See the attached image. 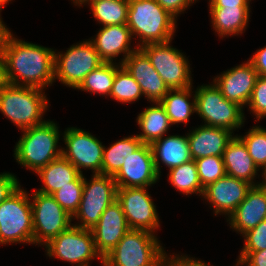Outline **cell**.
<instances>
[{
	"label": "cell",
	"mask_w": 266,
	"mask_h": 266,
	"mask_svg": "<svg viewBox=\"0 0 266 266\" xmlns=\"http://www.w3.org/2000/svg\"><path fill=\"white\" fill-rule=\"evenodd\" d=\"M14 36V37H13ZM55 50L11 35L3 50L6 83L47 89L54 81Z\"/></svg>",
	"instance_id": "obj_1"
},
{
	"label": "cell",
	"mask_w": 266,
	"mask_h": 266,
	"mask_svg": "<svg viewBox=\"0 0 266 266\" xmlns=\"http://www.w3.org/2000/svg\"><path fill=\"white\" fill-rule=\"evenodd\" d=\"M176 22L155 0H129L126 25L132 36L138 37V48L148 43L173 40Z\"/></svg>",
	"instance_id": "obj_2"
},
{
	"label": "cell",
	"mask_w": 266,
	"mask_h": 266,
	"mask_svg": "<svg viewBox=\"0 0 266 266\" xmlns=\"http://www.w3.org/2000/svg\"><path fill=\"white\" fill-rule=\"evenodd\" d=\"M21 132L23 134L16 143L13 154L21 166L36 173L61 157L62 147L59 148L58 145L61 135L55 121L47 120Z\"/></svg>",
	"instance_id": "obj_3"
},
{
	"label": "cell",
	"mask_w": 266,
	"mask_h": 266,
	"mask_svg": "<svg viewBox=\"0 0 266 266\" xmlns=\"http://www.w3.org/2000/svg\"><path fill=\"white\" fill-rule=\"evenodd\" d=\"M45 91L36 87L6 83L0 88V111L20 130L40 125L48 109Z\"/></svg>",
	"instance_id": "obj_4"
},
{
	"label": "cell",
	"mask_w": 266,
	"mask_h": 266,
	"mask_svg": "<svg viewBox=\"0 0 266 266\" xmlns=\"http://www.w3.org/2000/svg\"><path fill=\"white\" fill-rule=\"evenodd\" d=\"M157 235L130 229L103 258L102 266H160L165 250Z\"/></svg>",
	"instance_id": "obj_5"
},
{
	"label": "cell",
	"mask_w": 266,
	"mask_h": 266,
	"mask_svg": "<svg viewBox=\"0 0 266 266\" xmlns=\"http://www.w3.org/2000/svg\"><path fill=\"white\" fill-rule=\"evenodd\" d=\"M33 244L31 197L20 186L0 204V245Z\"/></svg>",
	"instance_id": "obj_6"
},
{
	"label": "cell",
	"mask_w": 266,
	"mask_h": 266,
	"mask_svg": "<svg viewBox=\"0 0 266 266\" xmlns=\"http://www.w3.org/2000/svg\"><path fill=\"white\" fill-rule=\"evenodd\" d=\"M194 94L196 114L204 120L203 125L222 127L232 132L243 126V107L227 100L215 84L201 85Z\"/></svg>",
	"instance_id": "obj_7"
},
{
	"label": "cell",
	"mask_w": 266,
	"mask_h": 266,
	"mask_svg": "<svg viewBox=\"0 0 266 266\" xmlns=\"http://www.w3.org/2000/svg\"><path fill=\"white\" fill-rule=\"evenodd\" d=\"M115 200H117V184L113 176L93 174L89 181L84 176L80 205L72 217V220L77 219L78 223L73 225L92 230L102 213Z\"/></svg>",
	"instance_id": "obj_8"
},
{
	"label": "cell",
	"mask_w": 266,
	"mask_h": 266,
	"mask_svg": "<svg viewBox=\"0 0 266 266\" xmlns=\"http://www.w3.org/2000/svg\"><path fill=\"white\" fill-rule=\"evenodd\" d=\"M66 52L54 53V81L76 89L91 71L104 61L100 58L90 40L76 43Z\"/></svg>",
	"instance_id": "obj_9"
},
{
	"label": "cell",
	"mask_w": 266,
	"mask_h": 266,
	"mask_svg": "<svg viewBox=\"0 0 266 266\" xmlns=\"http://www.w3.org/2000/svg\"><path fill=\"white\" fill-rule=\"evenodd\" d=\"M165 43H148L140 47L151 65L164 80L169 89H183L192 86L191 68L188 58L178 49Z\"/></svg>",
	"instance_id": "obj_10"
},
{
	"label": "cell",
	"mask_w": 266,
	"mask_h": 266,
	"mask_svg": "<svg viewBox=\"0 0 266 266\" xmlns=\"http://www.w3.org/2000/svg\"><path fill=\"white\" fill-rule=\"evenodd\" d=\"M44 246L49 257L76 264L75 266H90L89 262L95 258L103 264V258L95 247L93 233L88 229L72 225Z\"/></svg>",
	"instance_id": "obj_11"
},
{
	"label": "cell",
	"mask_w": 266,
	"mask_h": 266,
	"mask_svg": "<svg viewBox=\"0 0 266 266\" xmlns=\"http://www.w3.org/2000/svg\"><path fill=\"white\" fill-rule=\"evenodd\" d=\"M31 199L33 218V244H47L61 232L68 230L72 216L69 215L52 195L42 194L35 189Z\"/></svg>",
	"instance_id": "obj_12"
},
{
	"label": "cell",
	"mask_w": 266,
	"mask_h": 266,
	"mask_svg": "<svg viewBox=\"0 0 266 266\" xmlns=\"http://www.w3.org/2000/svg\"><path fill=\"white\" fill-rule=\"evenodd\" d=\"M63 135L66 147L62 148L61 156L82 175V169H90L93 171L92 174H102L105 145H102V142L91 133L76 127H68Z\"/></svg>",
	"instance_id": "obj_13"
},
{
	"label": "cell",
	"mask_w": 266,
	"mask_h": 266,
	"mask_svg": "<svg viewBox=\"0 0 266 266\" xmlns=\"http://www.w3.org/2000/svg\"><path fill=\"white\" fill-rule=\"evenodd\" d=\"M147 188H117V201L121 204L130 229L154 233L160 227V220Z\"/></svg>",
	"instance_id": "obj_14"
},
{
	"label": "cell",
	"mask_w": 266,
	"mask_h": 266,
	"mask_svg": "<svg viewBox=\"0 0 266 266\" xmlns=\"http://www.w3.org/2000/svg\"><path fill=\"white\" fill-rule=\"evenodd\" d=\"M117 188L150 187L160 179L150 144H142L113 176Z\"/></svg>",
	"instance_id": "obj_15"
},
{
	"label": "cell",
	"mask_w": 266,
	"mask_h": 266,
	"mask_svg": "<svg viewBox=\"0 0 266 266\" xmlns=\"http://www.w3.org/2000/svg\"><path fill=\"white\" fill-rule=\"evenodd\" d=\"M253 185L247 181L225 175L217 181L208 184L203 191V200H207L213 207V213L229 216L246 198Z\"/></svg>",
	"instance_id": "obj_16"
},
{
	"label": "cell",
	"mask_w": 266,
	"mask_h": 266,
	"mask_svg": "<svg viewBox=\"0 0 266 266\" xmlns=\"http://www.w3.org/2000/svg\"><path fill=\"white\" fill-rule=\"evenodd\" d=\"M257 77V71L247 60L217 75L213 83L227 100L244 108L249 102Z\"/></svg>",
	"instance_id": "obj_17"
},
{
	"label": "cell",
	"mask_w": 266,
	"mask_h": 266,
	"mask_svg": "<svg viewBox=\"0 0 266 266\" xmlns=\"http://www.w3.org/2000/svg\"><path fill=\"white\" fill-rule=\"evenodd\" d=\"M130 230L121 204L115 200L102 213L98 223L91 230L95 247L104 258Z\"/></svg>",
	"instance_id": "obj_18"
},
{
	"label": "cell",
	"mask_w": 266,
	"mask_h": 266,
	"mask_svg": "<svg viewBox=\"0 0 266 266\" xmlns=\"http://www.w3.org/2000/svg\"><path fill=\"white\" fill-rule=\"evenodd\" d=\"M122 65L137 81L149 102H160L170 90L140 48L132 52Z\"/></svg>",
	"instance_id": "obj_19"
},
{
	"label": "cell",
	"mask_w": 266,
	"mask_h": 266,
	"mask_svg": "<svg viewBox=\"0 0 266 266\" xmlns=\"http://www.w3.org/2000/svg\"><path fill=\"white\" fill-rule=\"evenodd\" d=\"M132 38L129 27L126 24H120L103 26L96 36L89 40L104 62L113 63L123 53L124 58L117 62L122 65L125 59L138 49L136 46L132 48Z\"/></svg>",
	"instance_id": "obj_20"
},
{
	"label": "cell",
	"mask_w": 266,
	"mask_h": 266,
	"mask_svg": "<svg viewBox=\"0 0 266 266\" xmlns=\"http://www.w3.org/2000/svg\"><path fill=\"white\" fill-rule=\"evenodd\" d=\"M266 219V187L252 186L246 198L238 205L235 211L227 218L232 230L240 235L255 228Z\"/></svg>",
	"instance_id": "obj_21"
},
{
	"label": "cell",
	"mask_w": 266,
	"mask_h": 266,
	"mask_svg": "<svg viewBox=\"0 0 266 266\" xmlns=\"http://www.w3.org/2000/svg\"><path fill=\"white\" fill-rule=\"evenodd\" d=\"M229 129L200 125L187 133L193 160L207 156H222L228 143L235 136Z\"/></svg>",
	"instance_id": "obj_22"
},
{
	"label": "cell",
	"mask_w": 266,
	"mask_h": 266,
	"mask_svg": "<svg viewBox=\"0 0 266 266\" xmlns=\"http://www.w3.org/2000/svg\"><path fill=\"white\" fill-rule=\"evenodd\" d=\"M226 175L247 181L253 186L260 185L255 183L259 168L249 155L246 145L236 134L228 143L222 155Z\"/></svg>",
	"instance_id": "obj_23"
},
{
	"label": "cell",
	"mask_w": 266,
	"mask_h": 266,
	"mask_svg": "<svg viewBox=\"0 0 266 266\" xmlns=\"http://www.w3.org/2000/svg\"><path fill=\"white\" fill-rule=\"evenodd\" d=\"M150 147L159 176L161 175L160 161L171 170L192 160L187 134L185 136L169 135L165 138L163 136L152 142Z\"/></svg>",
	"instance_id": "obj_24"
},
{
	"label": "cell",
	"mask_w": 266,
	"mask_h": 266,
	"mask_svg": "<svg viewBox=\"0 0 266 266\" xmlns=\"http://www.w3.org/2000/svg\"><path fill=\"white\" fill-rule=\"evenodd\" d=\"M250 9V7L209 8L215 32L221 38L241 35L250 21Z\"/></svg>",
	"instance_id": "obj_25"
},
{
	"label": "cell",
	"mask_w": 266,
	"mask_h": 266,
	"mask_svg": "<svg viewBox=\"0 0 266 266\" xmlns=\"http://www.w3.org/2000/svg\"><path fill=\"white\" fill-rule=\"evenodd\" d=\"M36 173L43 183V186L36 191L47 195H52L62 187L71 185V182L75 181L81 175V173L62 156L51 161Z\"/></svg>",
	"instance_id": "obj_26"
},
{
	"label": "cell",
	"mask_w": 266,
	"mask_h": 266,
	"mask_svg": "<svg viewBox=\"0 0 266 266\" xmlns=\"http://www.w3.org/2000/svg\"><path fill=\"white\" fill-rule=\"evenodd\" d=\"M152 106L145 108L138 114L136 122L142 132L137 137L144 144H151L168 133L172 126L164 107L160 102H153Z\"/></svg>",
	"instance_id": "obj_27"
},
{
	"label": "cell",
	"mask_w": 266,
	"mask_h": 266,
	"mask_svg": "<svg viewBox=\"0 0 266 266\" xmlns=\"http://www.w3.org/2000/svg\"><path fill=\"white\" fill-rule=\"evenodd\" d=\"M192 89V86L183 89H170L160 101L172 125L178 123L187 125L190 116L196 113V98L195 94H192L195 91ZM192 95L193 97H191Z\"/></svg>",
	"instance_id": "obj_28"
},
{
	"label": "cell",
	"mask_w": 266,
	"mask_h": 266,
	"mask_svg": "<svg viewBox=\"0 0 266 266\" xmlns=\"http://www.w3.org/2000/svg\"><path fill=\"white\" fill-rule=\"evenodd\" d=\"M142 144L137 135H133L121 138L107 148L104 147L102 175L114 176Z\"/></svg>",
	"instance_id": "obj_29"
},
{
	"label": "cell",
	"mask_w": 266,
	"mask_h": 266,
	"mask_svg": "<svg viewBox=\"0 0 266 266\" xmlns=\"http://www.w3.org/2000/svg\"><path fill=\"white\" fill-rule=\"evenodd\" d=\"M121 66L111 62H104L99 67L91 71L83 79L81 84L76 88L85 92L99 94L101 96H109L112 90L113 81L116 75V70Z\"/></svg>",
	"instance_id": "obj_30"
},
{
	"label": "cell",
	"mask_w": 266,
	"mask_h": 266,
	"mask_svg": "<svg viewBox=\"0 0 266 266\" xmlns=\"http://www.w3.org/2000/svg\"><path fill=\"white\" fill-rule=\"evenodd\" d=\"M88 5L95 20L102 26L127 23L129 0H95Z\"/></svg>",
	"instance_id": "obj_31"
},
{
	"label": "cell",
	"mask_w": 266,
	"mask_h": 266,
	"mask_svg": "<svg viewBox=\"0 0 266 266\" xmlns=\"http://www.w3.org/2000/svg\"><path fill=\"white\" fill-rule=\"evenodd\" d=\"M168 179L177 191L183 194H198L202 196L204 188L201 185L195 160H190L182 165L172 168L168 172Z\"/></svg>",
	"instance_id": "obj_32"
},
{
	"label": "cell",
	"mask_w": 266,
	"mask_h": 266,
	"mask_svg": "<svg viewBox=\"0 0 266 266\" xmlns=\"http://www.w3.org/2000/svg\"><path fill=\"white\" fill-rule=\"evenodd\" d=\"M144 96L141 87L132 75L121 65L116 70L110 98L121 103H133Z\"/></svg>",
	"instance_id": "obj_33"
},
{
	"label": "cell",
	"mask_w": 266,
	"mask_h": 266,
	"mask_svg": "<svg viewBox=\"0 0 266 266\" xmlns=\"http://www.w3.org/2000/svg\"><path fill=\"white\" fill-rule=\"evenodd\" d=\"M246 145L249 155L261 170L266 168V128L255 125L245 135L238 136Z\"/></svg>",
	"instance_id": "obj_34"
},
{
	"label": "cell",
	"mask_w": 266,
	"mask_h": 266,
	"mask_svg": "<svg viewBox=\"0 0 266 266\" xmlns=\"http://www.w3.org/2000/svg\"><path fill=\"white\" fill-rule=\"evenodd\" d=\"M83 182L84 175L81 174L71 185H66L52 194L56 202L72 217L80 205Z\"/></svg>",
	"instance_id": "obj_35"
},
{
	"label": "cell",
	"mask_w": 266,
	"mask_h": 266,
	"mask_svg": "<svg viewBox=\"0 0 266 266\" xmlns=\"http://www.w3.org/2000/svg\"><path fill=\"white\" fill-rule=\"evenodd\" d=\"M203 188L226 175L222 156H207L195 160Z\"/></svg>",
	"instance_id": "obj_36"
},
{
	"label": "cell",
	"mask_w": 266,
	"mask_h": 266,
	"mask_svg": "<svg viewBox=\"0 0 266 266\" xmlns=\"http://www.w3.org/2000/svg\"><path fill=\"white\" fill-rule=\"evenodd\" d=\"M247 106L257 121L266 118V76L258 75Z\"/></svg>",
	"instance_id": "obj_37"
},
{
	"label": "cell",
	"mask_w": 266,
	"mask_h": 266,
	"mask_svg": "<svg viewBox=\"0 0 266 266\" xmlns=\"http://www.w3.org/2000/svg\"><path fill=\"white\" fill-rule=\"evenodd\" d=\"M242 237H244V246L241 252H255L266 249V219L255 228L245 232Z\"/></svg>",
	"instance_id": "obj_38"
},
{
	"label": "cell",
	"mask_w": 266,
	"mask_h": 266,
	"mask_svg": "<svg viewBox=\"0 0 266 266\" xmlns=\"http://www.w3.org/2000/svg\"><path fill=\"white\" fill-rule=\"evenodd\" d=\"M19 180L16 176L9 172H1L0 174V204L11 196L19 187Z\"/></svg>",
	"instance_id": "obj_39"
},
{
	"label": "cell",
	"mask_w": 266,
	"mask_h": 266,
	"mask_svg": "<svg viewBox=\"0 0 266 266\" xmlns=\"http://www.w3.org/2000/svg\"><path fill=\"white\" fill-rule=\"evenodd\" d=\"M235 266H266V249L255 252H240Z\"/></svg>",
	"instance_id": "obj_40"
},
{
	"label": "cell",
	"mask_w": 266,
	"mask_h": 266,
	"mask_svg": "<svg viewBox=\"0 0 266 266\" xmlns=\"http://www.w3.org/2000/svg\"><path fill=\"white\" fill-rule=\"evenodd\" d=\"M161 7H163L176 20L177 17L184 13L186 9L195 3V0H155ZM179 14V15H178Z\"/></svg>",
	"instance_id": "obj_41"
},
{
	"label": "cell",
	"mask_w": 266,
	"mask_h": 266,
	"mask_svg": "<svg viewBox=\"0 0 266 266\" xmlns=\"http://www.w3.org/2000/svg\"><path fill=\"white\" fill-rule=\"evenodd\" d=\"M160 266H197V258L188 255H167L165 252L162 256Z\"/></svg>",
	"instance_id": "obj_42"
},
{
	"label": "cell",
	"mask_w": 266,
	"mask_h": 266,
	"mask_svg": "<svg viewBox=\"0 0 266 266\" xmlns=\"http://www.w3.org/2000/svg\"><path fill=\"white\" fill-rule=\"evenodd\" d=\"M249 59L258 75L266 76V46L258 49Z\"/></svg>",
	"instance_id": "obj_43"
},
{
	"label": "cell",
	"mask_w": 266,
	"mask_h": 266,
	"mask_svg": "<svg viewBox=\"0 0 266 266\" xmlns=\"http://www.w3.org/2000/svg\"><path fill=\"white\" fill-rule=\"evenodd\" d=\"M209 8L250 7V0H209Z\"/></svg>",
	"instance_id": "obj_44"
},
{
	"label": "cell",
	"mask_w": 266,
	"mask_h": 266,
	"mask_svg": "<svg viewBox=\"0 0 266 266\" xmlns=\"http://www.w3.org/2000/svg\"><path fill=\"white\" fill-rule=\"evenodd\" d=\"M11 35H12V32L9 30V28L6 27V24L2 21V18L0 15V54L3 53V50L7 44L8 38Z\"/></svg>",
	"instance_id": "obj_45"
},
{
	"label": "cell",
	"mask_w": 266,
	"mask_h": 266,
	"mask_svg": "<svg viewBox=\"0 0 266 266\" xmlns=\"http://www.w3.org/2000/svg\"><path fill=\"white\" fill-rule=\"evenodd\" d=\"M6 84L5 80V69H4V57L0 54V88Z\"/></svg>",
	"instance_id": "obj_46"
},
{
	"label": "cell",
	"mask_w": 266,
	"mask_h": 266,
	"mask_svg": "<svg viewBox=\"0 0 266 266\" xmlns=\"http://www.w3.org/2000/svg\"><path fill=\"white\" fill-rule=\"evenodd\" d=\"M92 1H95V0H72L73 4L75 6H79V7L80 6L82 7L83 4L86 5V4H88L89 2H92Z\"/></svg>",
	"instance_id": "obj_47"
},
{
	"label": "cell",
	"mask_w": 266,
	"mask_h": 266,
	"mask_svg": "<svg viewBox=\"0 0 266 266\" xmlns=\"http://www.w3.org/2000/svg\"><path fill=\"white\" fill-rule=\"evenodd\" d=\"M262 175H260L262 177V181H261V185L266 187V168L264 170L261 171Z\"/></svg>",
	"instance_id": "obj_48"
},
{
	"label": "cell",
	"mask_w": 266,
	"mask_h": 266,
	"mask_svg": "<svg viewBox=\"0 0 266 266\" xmlns=\"http://www.w3.org/2000/svg\"><path fill=\"white\" fill-rule=\"evenodd\" d=\"M11 2L12 0H0V10L2 11V7L5 6L7 3Z\"/></svg>",
	"instance_id": "obj_49"
},
{
	"label": "cell",
	"mask_w": 266,
	"mask_h": 266,
	"mask_svg": "<svg viewBox=\"0 0 266 266\" xmlns=\"http://www.w3.org/2000/svg\"><path fill=\"white\" fill-rule=\"evenodd\" d=\"M197 266H212V265H209V263H205L202 260H197Z\"/></svg>",
	"instance_id": "obj_50"
}]
</instances>
